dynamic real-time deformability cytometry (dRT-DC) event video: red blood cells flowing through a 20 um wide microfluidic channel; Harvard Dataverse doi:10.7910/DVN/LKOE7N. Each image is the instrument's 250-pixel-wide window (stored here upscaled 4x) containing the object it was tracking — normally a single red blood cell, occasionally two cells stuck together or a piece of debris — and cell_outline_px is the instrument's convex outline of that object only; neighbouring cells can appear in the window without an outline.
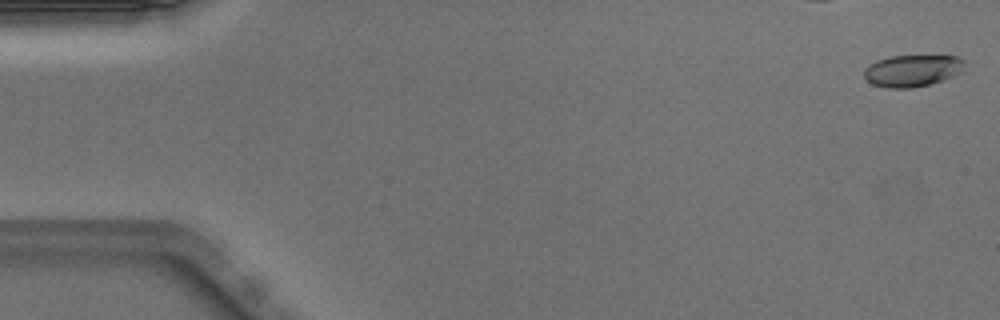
{"species": "Egyptian fruit bat (a non-hibernating species)", "species_latin": "Rousettus aegyptiacus", "temperature_condition": "warm", "stored_images_in_passage": 50, "camera_frame_rate_fps": 3000, "um_per_image_px": 0.085, "animal": {"sex": "male"}, "frame": {"image": 1, "passage_image": 1, "time_ms": 0.0, "image_size_px": [1000, 320], "cell_outline_px": [[964, 60], [960, 72], [952, 76], [928, 84], [912, 88], [888, 88], [872, 84], [864, 76], [864, 68], [868, 64], [876, 60], [888, 56], [960, 56]], "centroid_in_image_um": [77.49, 5.99], "position_along_channel_um": 7.5, "area_um2": 18.5}}
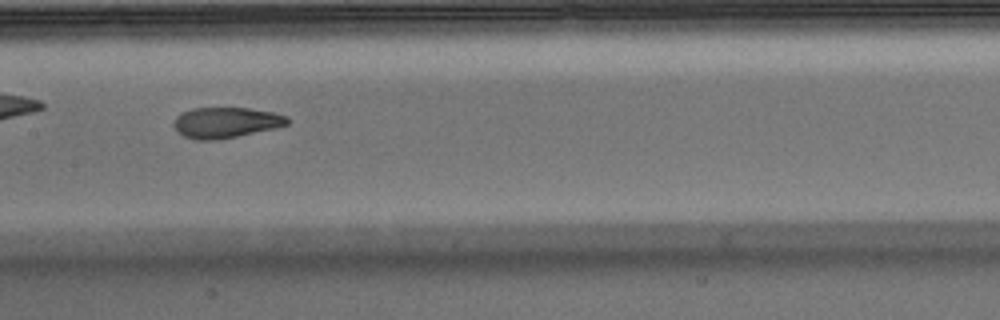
{"frame": {"image": 2, "passage_image": 25, "time_ms": 8.0, "image_size_px": [1000, 320], "cell_outline_px": [[288, 124], [276, 128], [216, 140], [196, 140], [184, 136], [176, 132], [172, 124], [176, 116], [192, 108], [248, 108], [272, 112], [288, 116]], "centroid_in_image_um": [19.16, 10.42], "position_along_channel_um": 188.2, "area_um2": 20.29}}
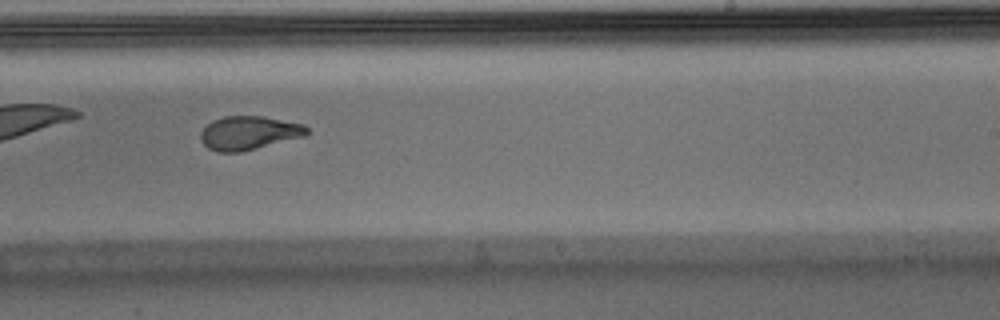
{"frame": {"image": 3, "passage_image": 31, "time_ms": 10.0, "image_size_px": [1000, 320], "cell_outline_px": [[308, 132], [304, 136], [240, 152], [220, 152], [208, 148], [200, 140], [200, 132], [212, 120], [224, 116], [264, 116], [304, 124], [308, 128]], "centroid_in_image_um": [21.14, 11.29], "position_along_channel_um": 267.9, "area_um2": 20.75}, "authors_computed_cell_mechanics": {"area_um2": 20.6635, "velocity_mm_per_s": 3.998, "shape_relaxation_time_tau1_ms": 5.217, "shape_relaxation_time_tau2_ms": 1.4563, "deformation_change_tau1": 0.2233, "deformation_change_tau2": 0.0863}}